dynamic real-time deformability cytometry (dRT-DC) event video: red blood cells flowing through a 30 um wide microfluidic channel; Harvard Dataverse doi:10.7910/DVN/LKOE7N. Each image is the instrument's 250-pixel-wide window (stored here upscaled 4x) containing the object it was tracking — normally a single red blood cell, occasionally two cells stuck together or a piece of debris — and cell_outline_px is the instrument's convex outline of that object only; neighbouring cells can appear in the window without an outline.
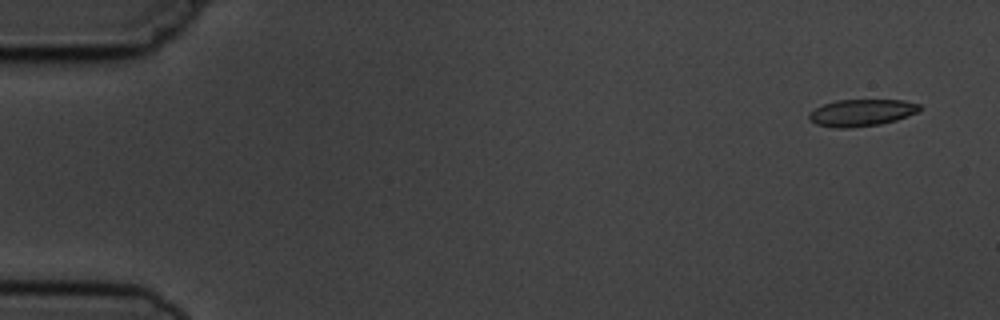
{"species": "common noctule bat (a hibernating species)", "species_latin": "Nyctalus noctula", "temperature_condition": "cold", "stored_images_in_passage": 5, "camera_frame_rate_fps": 3000, "um_per_image_px": 0.085, "animal": {"sex": "male", "body_mass_g": 19.5, "forearm_length_mm": 54.6}, "frame": {"image": 1, "passage_image": 1, "time_ms": 0.0, "image_size_px": [1000, 320], "cell_outline_px": [[920, 108], [916, 112], [896, 120], [880, 124], [848, 128], [836, 128], [816, 124], [808, 120], [808, 116], [816, 108], [824, 104], [836, 100], [904, 100], [920, 104]], "centroid_in_image_um": [73.21, 9.58], "position_along_channel_um": 11.8, "area_um2": 17.17}}
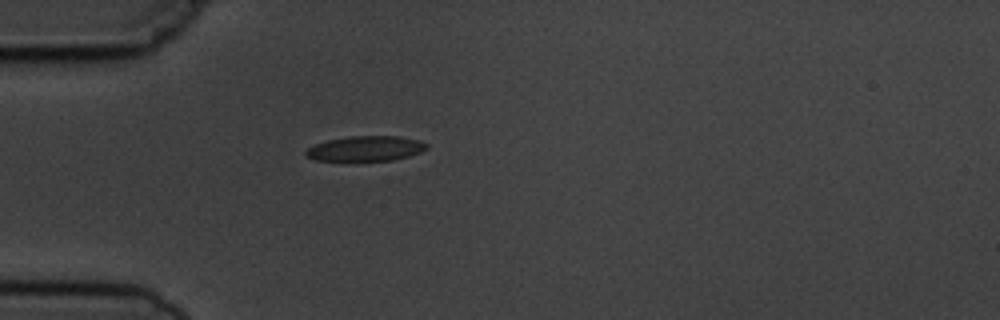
{"frame": {"image": 2, "passage_image": 5, "time_ms": 4.333, "image_size_px": [1000, 320], "cell_outline_px": [[428, 148], [420, 152], [408, 156], [392, 160], [316, 160], [304, 156], [304, 152], [308, 148], [316, 144], [328, 140], [352, 136], [400, 136], [420, 140], [428, 144]], "centroid_in_image_um": [31.1, 12.62], "position_along_channel_um": 53.9, "area_um2": 17.51}}